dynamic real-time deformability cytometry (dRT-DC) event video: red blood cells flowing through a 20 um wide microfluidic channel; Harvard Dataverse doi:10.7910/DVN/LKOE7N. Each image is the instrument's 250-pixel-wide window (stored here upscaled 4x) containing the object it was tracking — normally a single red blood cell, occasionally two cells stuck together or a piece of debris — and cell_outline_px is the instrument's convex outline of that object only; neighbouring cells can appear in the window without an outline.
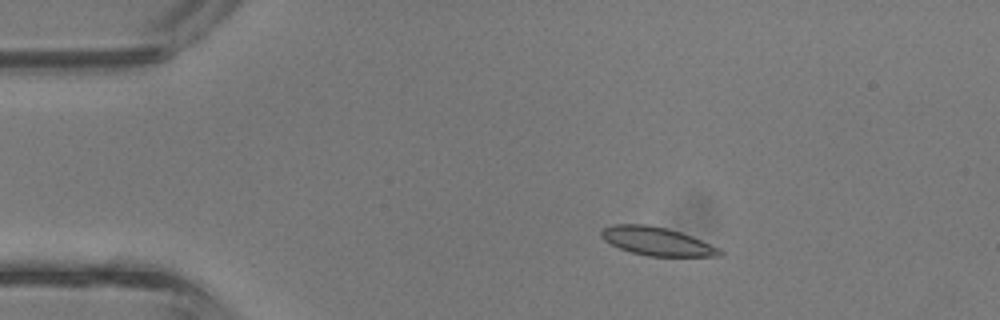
{"species": "common noctule bat (a hibernating species)", "species_latin": "Nyctalus noctula", "temperature_condition": "room temperature", "stored_images_in_passage": 3, "camera_frame_rate_fps": 3000, "um_per_image_px": 0.085, "animal": {"sex": "male", "body_mass_g": 13.3}, "frame": {"image": 1, "passage_image": 2, "time_ms": 0.333, "image_size_px": [1000, 320], "cell_outline_px": [[724, 256], [648, 256], [632, 252], [620, 248], [604, 240], [600, 236], [600, 232], [604, 228], [612, 224], [648, 224], [668, 228], [692, 236], [720, 248], [724, 252]], "centroid_in_image_um": [55.86, 20.5], "position_along_channel_um": 29.1, "area_um2": 19.65}}